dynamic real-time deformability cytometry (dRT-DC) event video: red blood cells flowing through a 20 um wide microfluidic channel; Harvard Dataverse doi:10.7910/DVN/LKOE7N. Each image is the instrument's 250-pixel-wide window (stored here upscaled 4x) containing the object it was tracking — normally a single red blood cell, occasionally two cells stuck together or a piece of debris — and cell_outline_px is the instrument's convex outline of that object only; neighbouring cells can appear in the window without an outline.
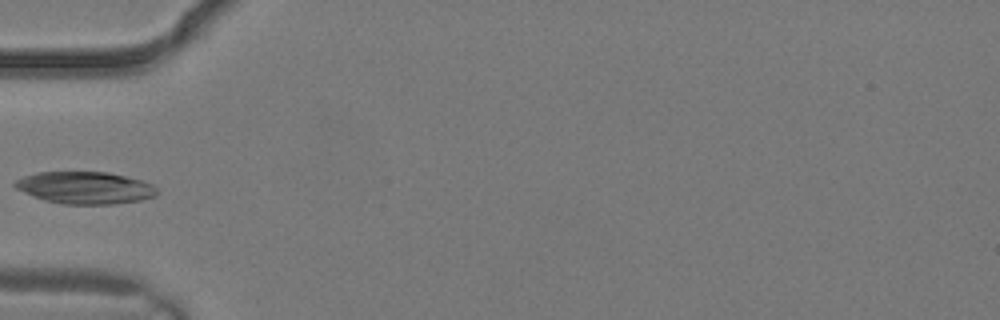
{"species": "common noctule bat (a hibernating species)", "species_latin": "Nyctalus noctula", "temperature_condition": "warm", "stored_images_in_passage": 3, "camera_frame_rate_fps": 3000, "um_per_image_px": 0.085, "animal": {"sex": "male", "body_mass_g": 19.2, "forearm_length_mm": 51.8}, "frame": {"image": 1, "passage_image": 3, "time_ms": 0.667, "image_size_px": [1000, 320], "cell_outline_px": [[160, 192], [156, 196], [140, 200], [112, 204], [60, 204], [44, 200], [32, 196], [16, 188], [12, 184], [16, 180], [24, 176], [36, 172], [108, 172], [144, 180], [152, 184]], "centroid_in_image_um": [7.25, 15.96], "position_along_channel_um": 77.8, "area_um2": 26.82}}